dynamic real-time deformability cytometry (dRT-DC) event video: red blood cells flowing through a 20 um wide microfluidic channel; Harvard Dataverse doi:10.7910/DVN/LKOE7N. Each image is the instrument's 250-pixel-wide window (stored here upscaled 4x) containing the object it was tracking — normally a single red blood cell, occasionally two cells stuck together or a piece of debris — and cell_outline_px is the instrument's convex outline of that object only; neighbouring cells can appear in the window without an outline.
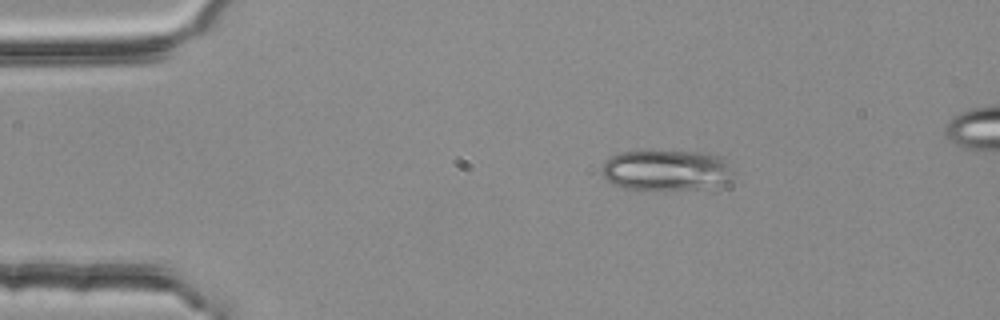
{"species": "common noctule bat (a hibernating species)", "species_latin": "Nyctalus noctula", "temperature_condition": "room temperature", "stored_images_in_passage": 46, "segment_of_instrument_passage": [1, 2], "camera_frame_rate_fps": 3000, "um_per_image_px": 0.085, "animal": {"sex": "female", "body_mass_g": 25.1}, "frame": {"image": 1, "passage_image": 1, "time_ms": 0.0, "image_size_px": [1000, 320], "cell_outline_px": [[732, 176], [720, 188], [624, 188], [612, 184], [600, 172], [604, 164], [612, 156], [620, 152], [712, 152], [724, 156]], "centroid_in_image_um": [56.7, 14.46], "position_along_channel_um": 28.3, "area_um2": 30.75}}
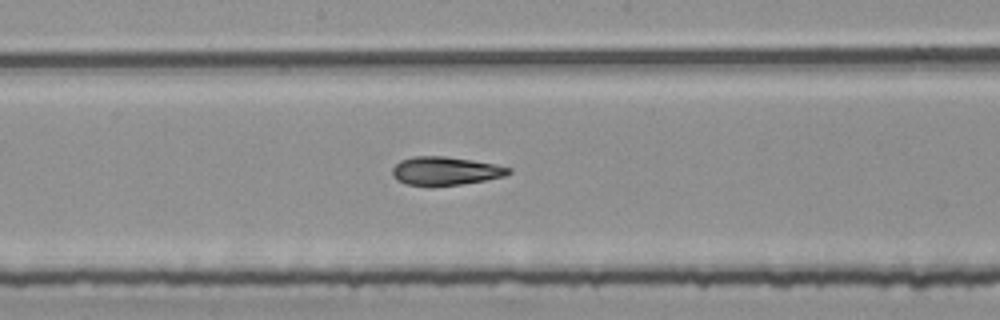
{"frame": {"image": 2, "passage_image": 20, "time_ms": 6.333, "image_size_px": [1000, 320], "cell_outline_px": [[512, 172], [504, 176], [484, 180], [460, 184], [432, 188], [428, 188], [404, 184], [396, 180], [392, 176], [392, 168], [400, 160], [412, 156], [444, 156], [472, 160], [496, 164], [512, 168]], "centroid_in_image_um": [37.8, 14.55], "position_along_channel_um": 210.4, "area_um2": 19.83}}
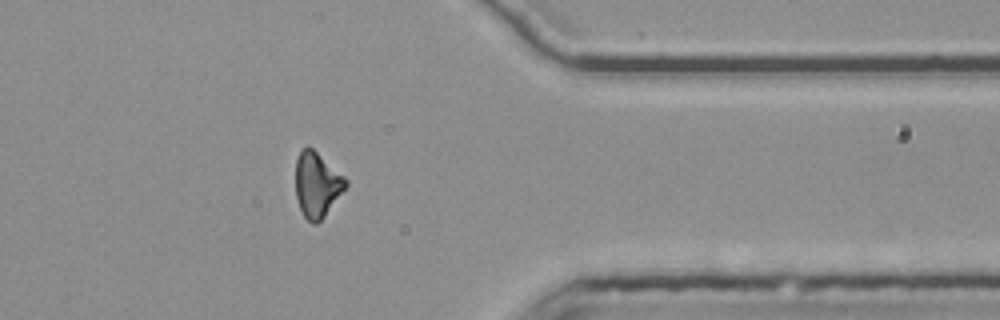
{"frame": {"image": 3, "passage_image": 35, "time_ms": 11.333, "image_size_px": [1000, 320], "cell_outline_px": [[348, 184], [324, 216], [316, 224], [312, 224], [304, 216], [300, 208], [296, 196], [296, 160], [300, 152], [308, 144], [344, 176], [348, 180]], "centroid_in_image_um": [26.94, 15.68], "position_along_channel_um": 384.5, "area_um2": 18.73}}